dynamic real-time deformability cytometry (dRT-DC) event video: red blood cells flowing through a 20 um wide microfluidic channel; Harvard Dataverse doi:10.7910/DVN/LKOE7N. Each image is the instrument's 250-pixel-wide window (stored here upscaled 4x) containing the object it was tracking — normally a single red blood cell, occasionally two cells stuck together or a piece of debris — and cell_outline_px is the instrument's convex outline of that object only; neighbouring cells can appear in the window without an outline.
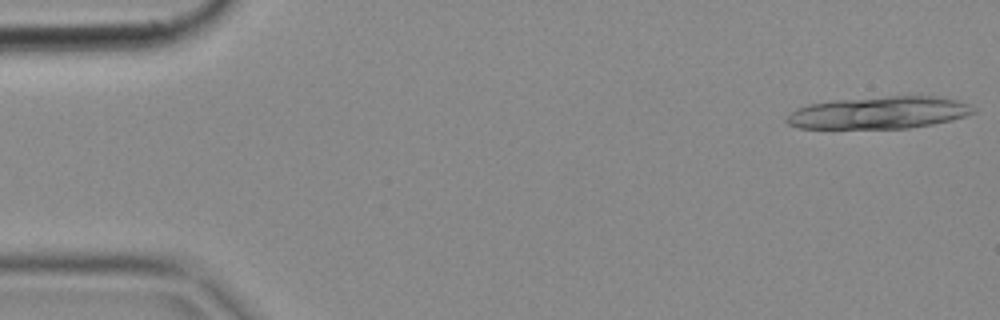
{"species": "common noctule bat (a hibernating species)", "species_latin": "Nyctalus noctula", "temperature_condition": "cold", "stored_images_in_passage": 6, "segment_of_instrument_passage": [1, 2], "camera_frame_rate_fps": 3000, "um_per_image_px": 0.085, "animal": {"sex": "female", "body_mass_g": 18.4}, "frame": {"image": 1, "passage_image": 1, "time_ms": 0.0, "image_size_px": [1000, 320], "cell_outline_px": [[976, 112], [952, 120], [932, 124], [908, 128], [800, 128], [788, 124], [784, 120], [796, 108], [812, 104], [836, 100], [888, 96], [940, 96], [972, 104], [976, 108]], "centroid_in_image_um": [74.78, 9.57], "position_along_channel_um": 10.2, "area_um2": 35.03}}